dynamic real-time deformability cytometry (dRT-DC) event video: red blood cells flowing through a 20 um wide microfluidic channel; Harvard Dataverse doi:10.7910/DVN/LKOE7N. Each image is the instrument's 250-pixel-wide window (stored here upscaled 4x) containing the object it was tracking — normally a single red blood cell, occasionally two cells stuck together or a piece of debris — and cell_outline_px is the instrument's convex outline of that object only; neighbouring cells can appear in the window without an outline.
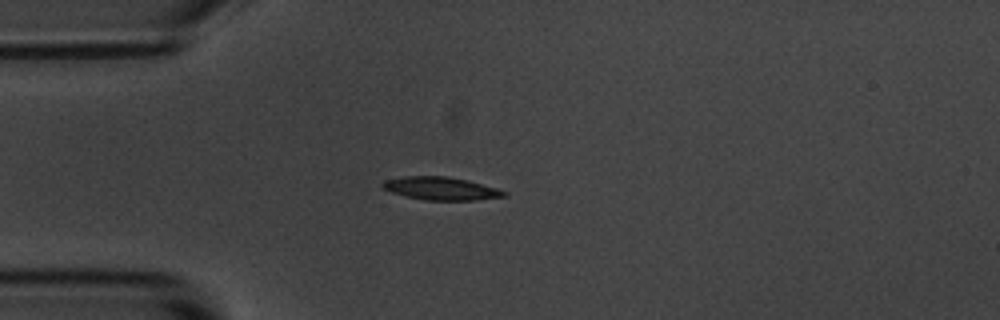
{"species": "common noctule bat (a hibernating species)", "species_latin": "Nyctalus noctula", "temperature_condition": "room temperature", "stored_images_in_passage": 3, "camera_frame_rate_fps": 3000, "um_per_image_px": 0.085, "animal": {"sex": "male", "body_mass_g": 20.1, "forearm_length_mm": 53.5}, "frame": {"image": 1, "passage_image": 3, "time_ms": 2.333, "image_size_px": [1000, 320], "cell_outline_px": [[508, 196], [476, 200], [424, 200], [392, 192], [384, 188], [380, 184], [384, 180], [404, 176], [448, 176], [468, 180], [496, 188], [508, 192]], "centroid_in_image_um": [37.51, 16.01], "position_along_channel_um": 47.5, "area_um2": 16.24}}